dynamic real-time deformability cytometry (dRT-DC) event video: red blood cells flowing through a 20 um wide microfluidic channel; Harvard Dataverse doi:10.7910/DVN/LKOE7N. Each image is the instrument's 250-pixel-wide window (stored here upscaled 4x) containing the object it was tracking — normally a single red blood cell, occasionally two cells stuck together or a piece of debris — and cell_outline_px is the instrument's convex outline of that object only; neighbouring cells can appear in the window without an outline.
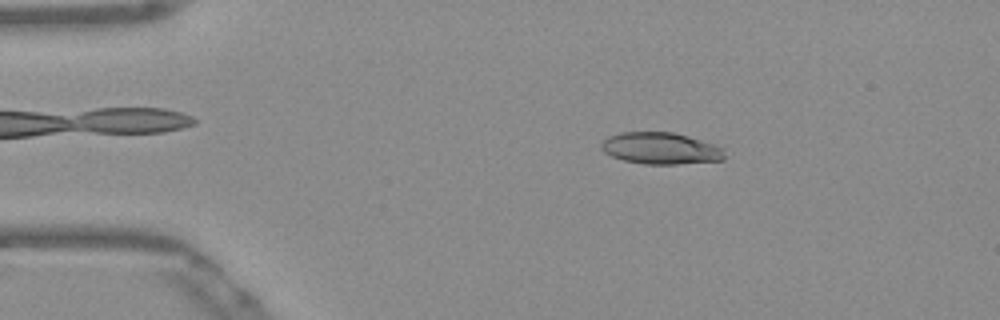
{"species": "Egyptian fruit bat (a non-hibernating species)", "species_latin": "Rousettus aegyptiacus", "temperature_condition": "warm", "stored_images_in_passage": 47, "camera_frame_rate_fps": 3000, "um_per_image_px": 0.085, "frame": {"image": 1, "passage_image": 4, "time_ms": 1.0, "image_size_px": [1000, 320], "cell_outline_px": [[724, 160], [676, 164], [644, 164], [624, 160], [612, 156], [604, 152], [600, 148], [600, 144], [608, 136], [620, 132], [672, 132], [688, 136], [724, 148]], "centroid_in_image_um": [56.13, 12.61], "position_along_channel_um": 28.9, "area_um2": 22.72}}
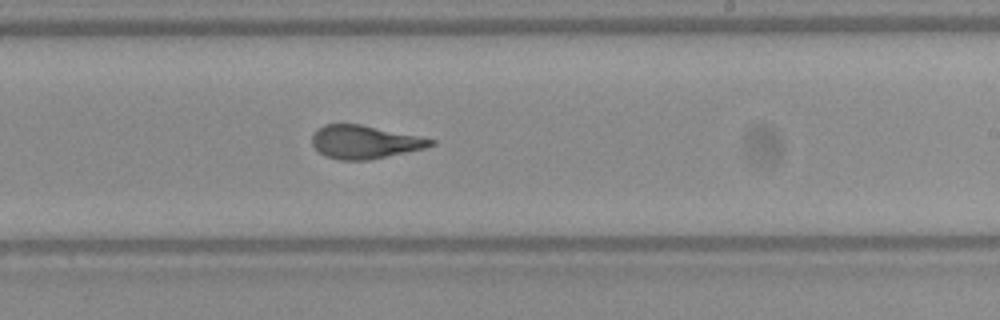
{"frame": {"image": 2, "passage_image": 26, "time_ms": 8.333, "image_size_px": [1000, 320], "cell_outline_px": [[436, 144], [424, 148], [368, 160], [340, 160], [324, 156], [312, 144], [312, 136], [324, 124], [360, 124], [420, 136], [436, 140]], "centroid_in_image_um": [31.01, 12.07], "position_along_channel_um": 258.0, "area_um2": 22.77}}
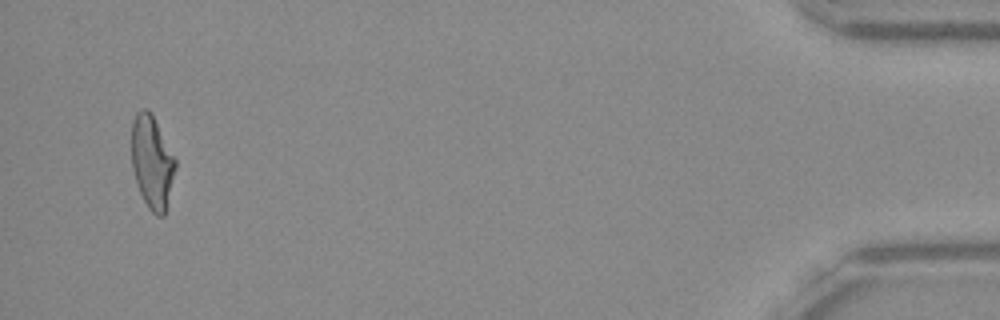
{"frame": {"image": 3, "passage_image": 45, "time_ms": 14.667, "image_size_px": [1000, 320], "cell_outline_px": [[176, 168], [164, 216], [156, 216], [148, 208], [140, 192], [132, 168], [132, 124], [136, 112], [144, 108], [148, 108], [152, 112], [176, 160]], "centroid_in_image_um": [12.93, 13.75], "position_along_channel_um": 422.3, "area_um2": 23.7}, "authors_computed_cell_mechanics": {"area_um2": 23.6402, "velocity_mm_per_s": 3.879, "shape_relaxation_time_tau1_ms": null, "shape_relaxation_time_tau2_ms": 1.207, "deformation_change_tau1": null, "deformation_change_tau2": 0.097}}